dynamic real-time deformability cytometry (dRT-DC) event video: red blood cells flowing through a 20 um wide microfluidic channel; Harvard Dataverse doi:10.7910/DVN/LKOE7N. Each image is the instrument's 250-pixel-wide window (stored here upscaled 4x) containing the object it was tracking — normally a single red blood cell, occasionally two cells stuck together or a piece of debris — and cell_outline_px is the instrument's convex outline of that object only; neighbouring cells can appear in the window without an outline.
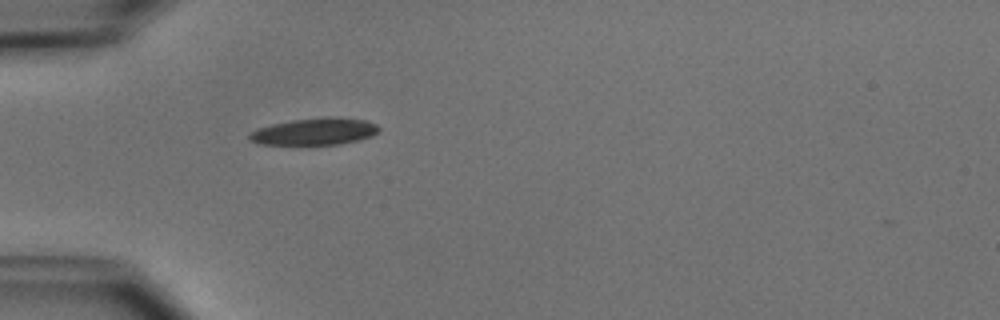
{"species": "common noctule bat (a hibernating species)", "species_latin": "Nyctalus noctula", "temperature_condition": "cold", "stored_images_in_passage": 37, "camera_frame_rate_fps": 3000, "um_per_image_px": 0.085, "animal": {"sex": "male", "body_mass_g": 15.6}, "frame": {"image": 1, "passage_image": 1, "time_ms": 0.0, "image_size_px": [1000, 320], "cell_outline_px": [[380, 132], [372, 136], [360, 140], [340, 144], [260, 144], [252, 140], [248, 136], [256, 128], [272, 124], [292, 120], [328, 116], [336, 116], [364, 120], [376, 124], [380, 128]], "centroid_in_image_um": [26.81, 11.16], "position_along_channel_um": 58.2, "area_um2": 20.35}}
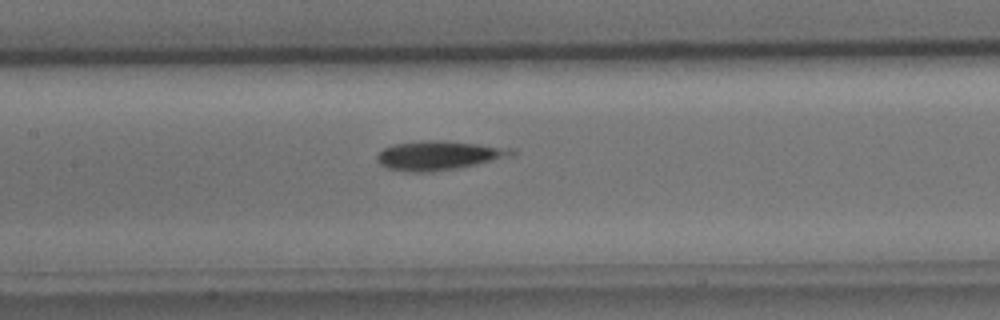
{"frame": {"image": 2, "passage_image": 10, "time_ms": 3.0, "image_size_px": [1000, 320], "cell_outline_px": [[516, 152], [492, 160], [476, 164], [456, 168], [432, 172], [408, 172], [388, 168], [380, 164], [376, 160], [376, 156], [384, 148], [392, 144], [428, 140], [444, 140], [516, 148]], "centroid_in_image_um": [37.24, 13.2], "position_along_channel_um": 170.2, "area_um2": 22.66}}
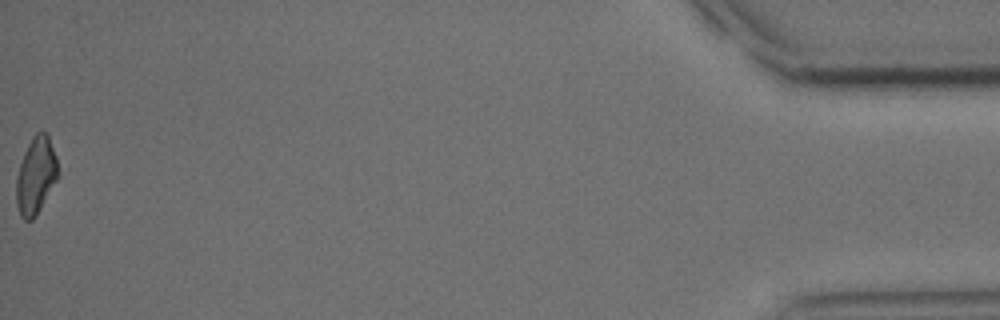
{"frame": {"image": 3, "passage_image": 37, "time_ms": 12.0, "image_size_px": [1000, 320], "cell_outline_px": [[60, 176], [36, 216], [32, 220], [24, 220], [20, 216], [16, 204], [16, 176], [24, 152], [32, 136], [36, 132], [48, 132], [56, 156]], "centroid_in_image_um": [3.07, 14.92], "position_along_channel_um": 432.1, "area_um2": 19.13}}